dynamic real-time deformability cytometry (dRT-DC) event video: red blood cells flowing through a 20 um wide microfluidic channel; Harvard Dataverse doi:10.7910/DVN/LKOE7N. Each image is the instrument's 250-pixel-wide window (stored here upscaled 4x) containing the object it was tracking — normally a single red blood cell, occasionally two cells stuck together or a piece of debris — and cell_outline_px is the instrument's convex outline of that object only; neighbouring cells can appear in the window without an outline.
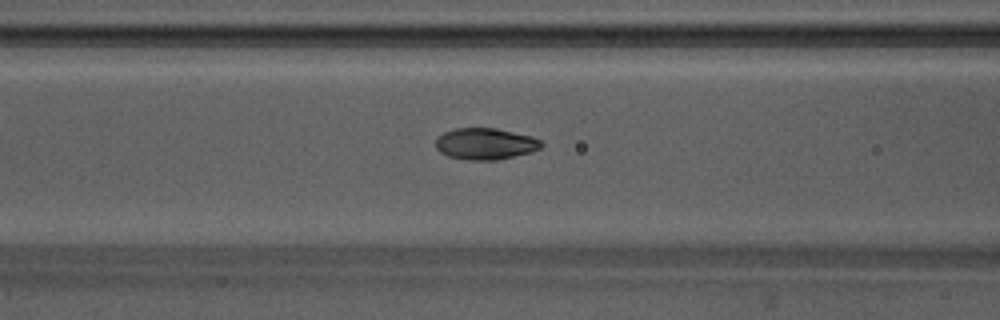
{"species": "Egyptian fruit bat (a non-hibernating species)", "species_latin": "Rousettus aegyptiacus", "temperature_condition": "warm", "stored_images_in_passage": 42, "camera_frame_rate_fps": 3000, "um_per_image_px": 0.085, "animal": {"sex": "male"}, "frame": {"image": 1, "passage_image": 10, "time_ms": 3.0, "image_size_px": [1000, 320], "cell_outline_px": [[544, 144], [540, 148], [528, 152], [496, 160], [468, 160], [448, 156], [440, 152], [436, 148], [436, 140], [444, 132], [456, 128], [496, 128], [532, 136], [540, 140]], "centroid_in_image_um": [41.24, 12.22], "position_along_channel_um": 125.4, "area_um2": 19.19}}
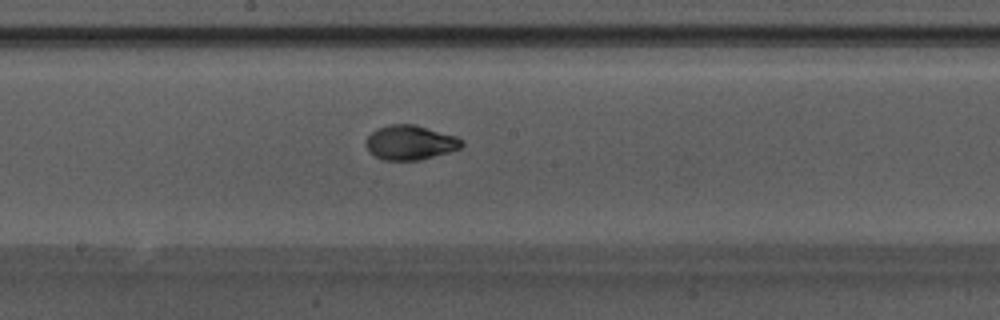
{"frame": {"image": 2, "passage_image": 17, "time_ms": 5.333, "image_size_px": [1000, 320], "cell_outline_px": [[464, 144], [460, 148], [448, 152], [420, 160], [384, 160], [376, 156], [364, 144], [368, 136], [376, 128], [388, 124], [412, 124], [456, 136], [464, 140]], "centroid_in_image_um": [34.87, 12.11], "position_along_channel_um": 213.3, "area_um2": 19.13}}
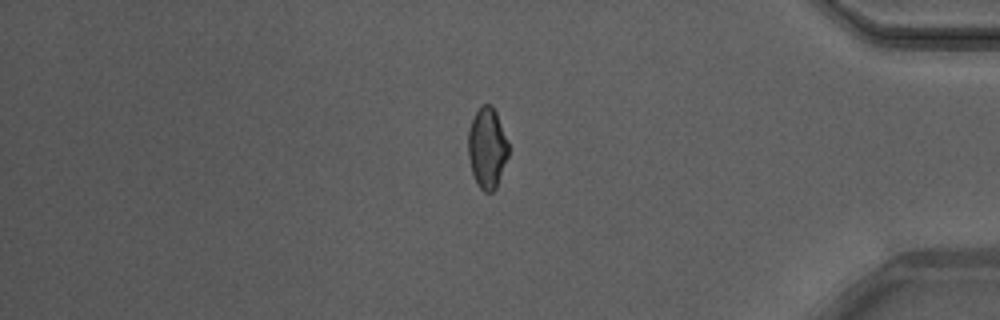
{"frame": {"image": 3, "passage_image": 34, "time_ms": 11.0, "image_size_px": [1000, 320], "cell_outline_px": [[508, 156], [496, 188], [492, 192], [484, 192], [480, 188], [472, 172], [468, 156], [468, 132], [472, 120], [476, 112], [484, 104], [492, 104], [496, 112], [508, 140]], "centroid_in_image_um": [41.41, 12.57], "position_along_channel_um": 393.8, "area_um2": 18.84}, "authors_computed_cell_mechanics": {"area_um2": 19.3341, "velocity_mm_per_s": 3.7738, "shape_relaxation_time_tau1_ms": 3.611, "shape_relaxation_time_tau2_ms": 0.9623, "deformation_change_tau1": 0.1521, "deformation_change_tau2": 0.0441}}